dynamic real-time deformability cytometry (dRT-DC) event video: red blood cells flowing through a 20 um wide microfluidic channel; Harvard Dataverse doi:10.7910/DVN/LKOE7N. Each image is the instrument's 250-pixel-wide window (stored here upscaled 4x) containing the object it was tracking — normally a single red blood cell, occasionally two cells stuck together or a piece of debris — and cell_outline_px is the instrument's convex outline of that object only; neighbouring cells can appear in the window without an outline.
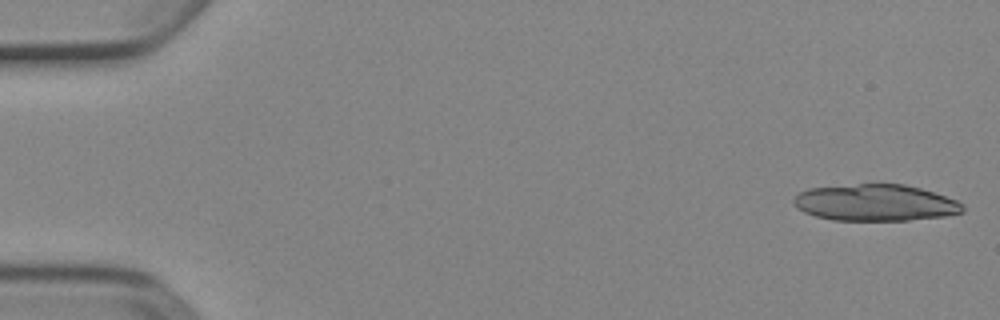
{"species": "Egyptian fruit bat (a non-hibernating species)", "species_latin": "Rousettus aegyptiacus", "temperature_condition": "cold", "stored_images_in_passage": 4, "camera_frame_rate_fps": 3000, "um_per_image_px": 0.085, "animal": {"sex": "female"}, "frame": {"image": 1, "passage_image": 1, "time_ms": 0.0, "image_size_px": [1000, 320], "cell_outline_px": [[964, 212], [944, 216], [908, 220], [832, 220], [816, 216], [804, 212], [792, 200], [800, 192], [808, 188], [860, 184], [904, 184], [920, 188], [956, 200], [964, 204]], "centroid_in_image_um": [74.43, 17.23], "position_along_channel_um": 10.6, "area_um2": 35.72}}